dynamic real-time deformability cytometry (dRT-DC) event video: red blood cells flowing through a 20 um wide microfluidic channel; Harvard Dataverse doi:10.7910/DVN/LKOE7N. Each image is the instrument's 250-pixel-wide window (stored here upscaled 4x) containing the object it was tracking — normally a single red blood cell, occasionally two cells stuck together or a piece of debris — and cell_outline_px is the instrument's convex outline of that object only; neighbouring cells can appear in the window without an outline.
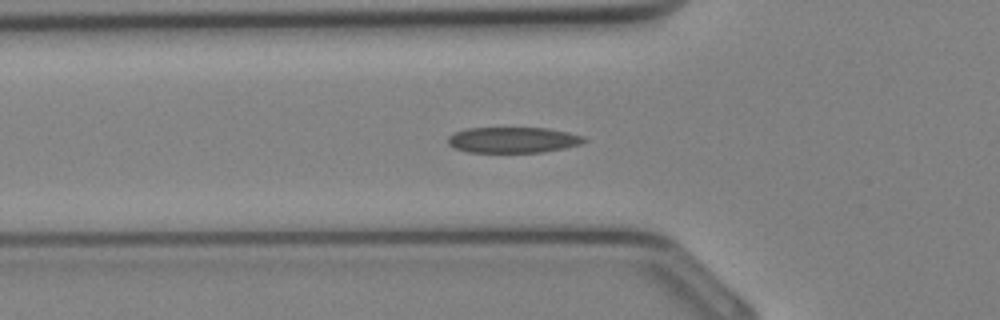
{"species": "Egyptian fruit bat (a non-hibernating species)", "species_latin": "Rousettus aegyptiacus", "temperature_condition": "cold", "stored_images_in_passage": 27, "camera_frame_rate_fps": 3000, "um_per_image_px": 0.085, "animal": {"sex": "female"}, "frame": {"image": 1, "passage_image": 7, "time_ms": 2.0, "image_size_px": [1000, 320], "cell_outline_px": [[588, 140], [580, 144], [564, 148], [544, 152], [468, 152], [456, 148], [448, 144], [448, 136], [452, 132], [468, 128], [548, 128], [568, 132], [584, 136]], "centroid_in_image_um": [43.61, 11.89], "position_along_channel_um": 82.2, "area_um2": 20.52}}
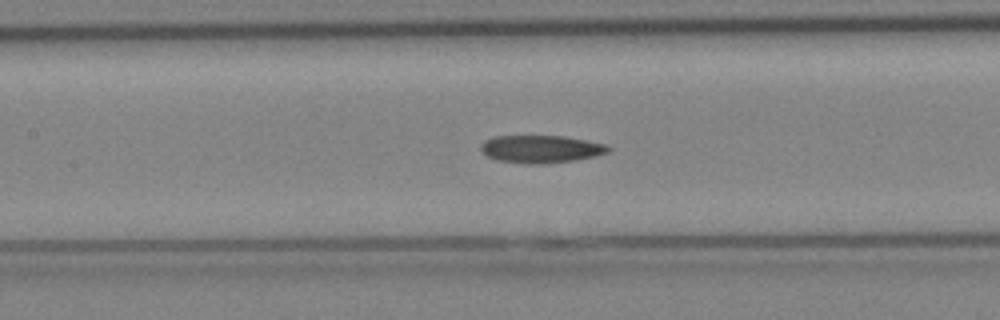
{"frame": {"image": 2, "passage_image": 11, "time_ms": 3.333, "image_size_px": [1000, 320], "cell_outline_px": [[612, 148], [608, 152], [596, 156], [576, 160], [536, 164], [528, 164], [500, 160], [488, 156], [480, 148], [480, 144], [484, 140], [492, 136], [564, 136], [608, 144]], "centroid_in_image_um": [46.02, 12.65], "position_along_channel_um": 161.4, "area_um2": 20.52}}
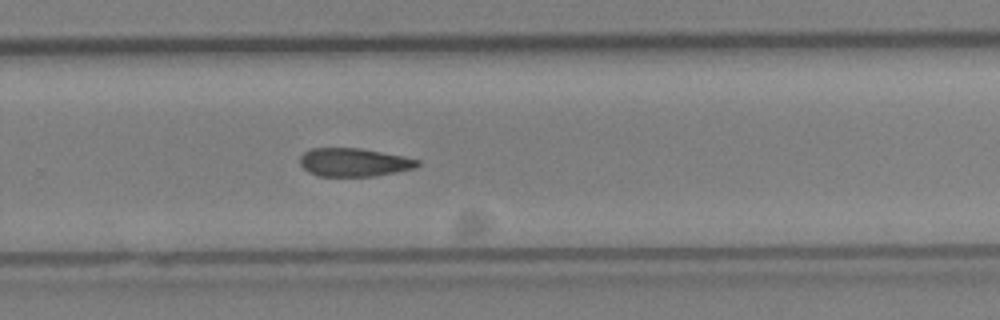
{"frame": {"image": 3, "passage_image": 18, "time_ms": 5.667, "image_size_px": [1000, 320], "cell_outline_px": [[420, 164], [416, 168], [372, 176], [320, 176], [308, 172], [300, 164], [300, 156], [304, 152], [312, 148], [360, 148], [404, 156], [420, 160]], "centroid_in_image_um": [30.09, 13.79], "position_along_channel_um": 299.7, "area_um2": 19.36}}